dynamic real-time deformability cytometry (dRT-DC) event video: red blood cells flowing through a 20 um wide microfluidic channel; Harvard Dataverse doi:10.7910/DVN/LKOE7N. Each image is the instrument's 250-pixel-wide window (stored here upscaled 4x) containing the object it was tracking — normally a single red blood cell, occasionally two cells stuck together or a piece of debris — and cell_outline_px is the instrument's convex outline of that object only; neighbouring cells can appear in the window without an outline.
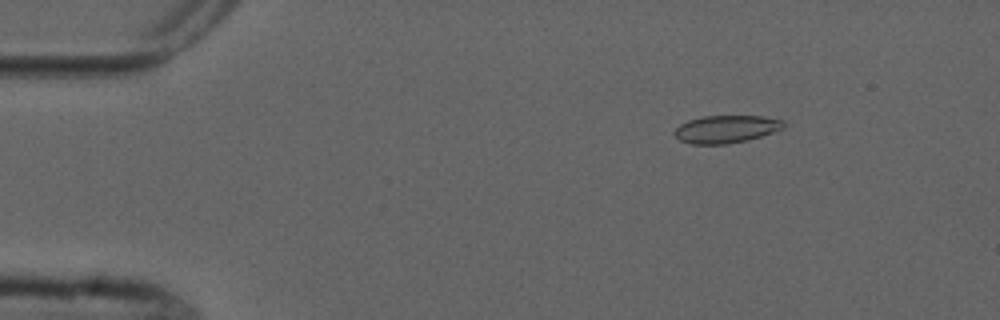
{"species": "common noctule bat (a hibernating species)", "species_latin": "Nyctalus noctula", "temperature_condition": "cold", "stored_images_in_passage": 5, "camera_frame_rate_fps": 3000, "um_per_image_px": 0.085, "animal": {"sex": "male", "forearm_length_mm": 52.5}, "frame": {"image": 1, "passage_image": 2, "time_ms": 1.0, "image_size_px": [1000, 320], "cell_outline_px": [[784, 124], [780, 128], [772, 132], [748, 140], [728, 144], [692, 144], [680, 140], [672, 132], [680, 124], [688, 120], [704, 116], [764, 116], [780, 120]], "centroid_in_image_um": [61.65, 10.98], "position_along_channel_um": 23.3, "area_um2": 17.34}}
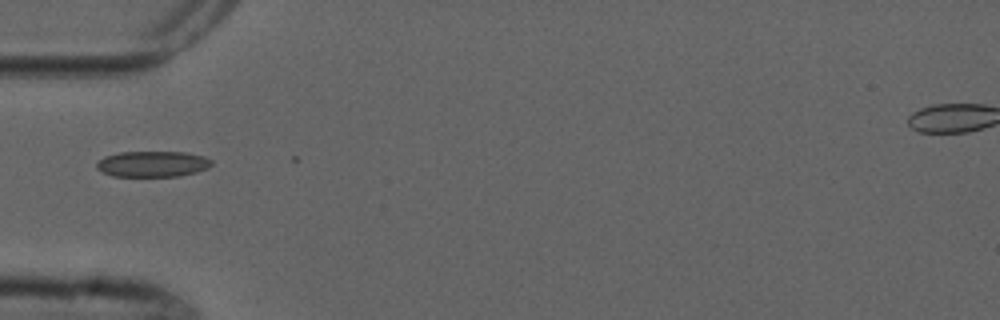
{"frame": {"image": 2, "passage_image": 5, "time_ms": 4.333, "image_size_px": [1000, 320], "cell_outline_px": [[212, 164], [208, 168], [196, 172], [180, 176], [112, 176], [96, 168], [96, 164], [104, 156], [120, 152], [184, 152], [204, 156], [212, 160]], "centroid_in_image_um": [12.98, 13.93], "position_along_channel_um": 72.0, "area_um2": 17.28}}